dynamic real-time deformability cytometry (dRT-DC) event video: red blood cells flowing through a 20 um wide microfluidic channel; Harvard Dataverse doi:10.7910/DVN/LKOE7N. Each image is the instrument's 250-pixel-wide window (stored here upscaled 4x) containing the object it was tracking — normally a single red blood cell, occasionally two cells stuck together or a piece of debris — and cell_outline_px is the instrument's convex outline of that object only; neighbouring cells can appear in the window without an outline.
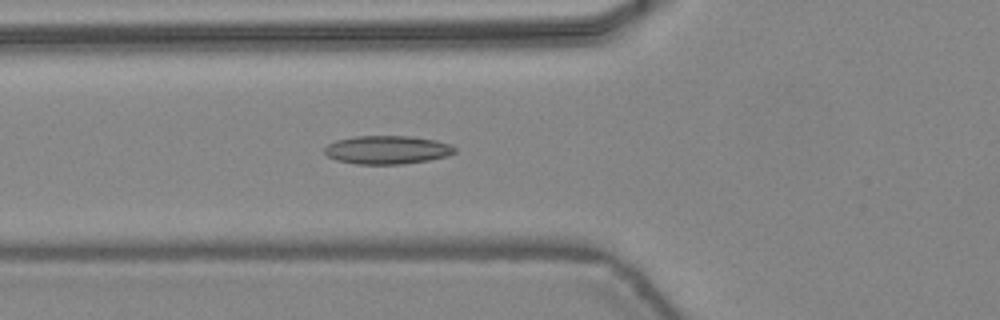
{"species": "common noctule bat (a hibernating species)", "species_latin": "Nyctalus noctula", "temperature_condition": "warm", "stored_images_in_passage": 46, "camera_frame_rate_fps": 3000, "um_per_image_px": 0.085, "animal": {"sex": "female", "body_mass_g": 24.6, "forearm_length_mm": 56.2}, "frame": {"image": 1, "passage_image": 17, "time_ms": 5.333, "image_size_px": [1000, 320], "cell_outline_px": [[456, 152], [448, 156], [428, 160], [404, 164], [356, 164], [336, 160], [328, 156], [324, 152], [324, 148], [328, 144], [336, 140], [356, 136], [412, 136], [436, 140], [448, 144], [456, 148]], "centroid_in_image_um": [32.91, 12.74], "position_along_channel_um": 92.9, "area_um2": 21.62}}
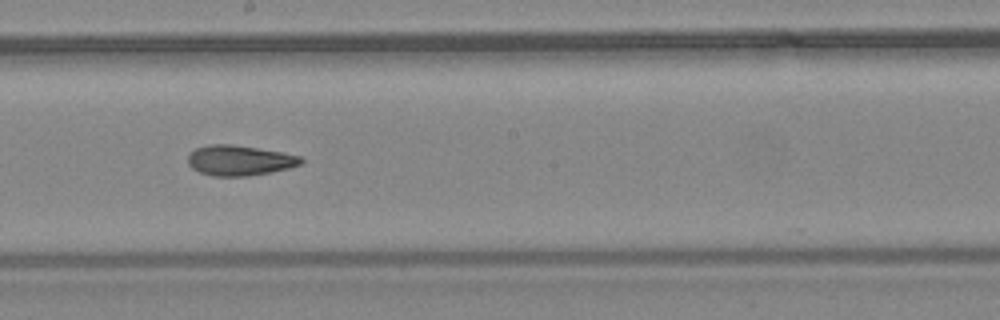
{"frame": {"image": 2, "passage_image": 26, "time_ms": 8.333, "image_size_px": [1000, 320], "cell_outline_px": [[304, 160], [300, 164], [288, 168], [248, 176], [212, 176], [200, 172], [192, 168], [188, 164], [188, 156], [196, 148], [208, 144], [232, 144], [284, 152], [300, 156]], "centroid_in_image_um": [20.35, 13.62], "position_along_channel_um": 227.9, "area_um2": 19.88}}
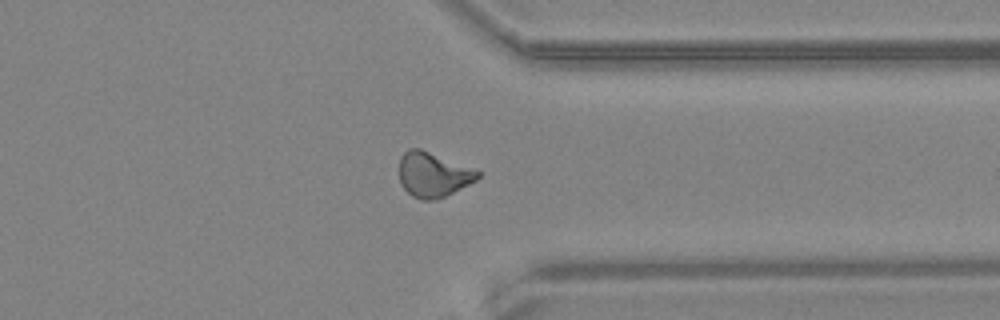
{"frame": {"image": 3, "passage_image": 36, "time_ms": 11.667, "image_size_px": [1000, 320], "cell_outline_px": [[480, 176], [476, 180], [436, 200], [420, 200], [412, 196], [400, 184], [400, 156], [408, 148], [420, 148], [480, 172]], "centroid_in_image_um": [36.76, 14.85], "position_along_channel_um": 374.6, "area_um2": 20.11}, "authors_computed_cell_mechanics": {"area_um2": 20.0855, "velocity_mm_per_s": 4.4664, "shape_relaxation_time_tau1_ms": null, "shape_relaxation_time_tau2_ms": 3.8118, "deformation_change_tau1": null, "deformation_change_tau2": 0.1219}}